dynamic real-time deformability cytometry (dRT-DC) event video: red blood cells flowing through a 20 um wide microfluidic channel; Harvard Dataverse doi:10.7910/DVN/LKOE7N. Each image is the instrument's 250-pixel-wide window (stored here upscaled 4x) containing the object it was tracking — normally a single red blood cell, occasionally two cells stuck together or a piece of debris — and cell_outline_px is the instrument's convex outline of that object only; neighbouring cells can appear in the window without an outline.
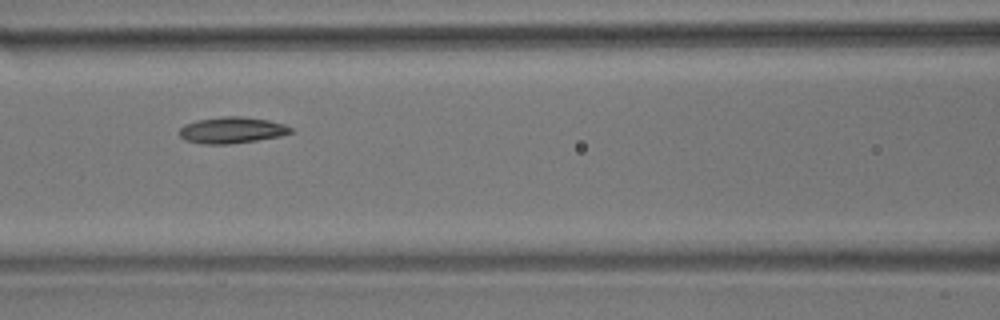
{"species": "common noctule bat (a hibernating species)", "species_latin": "Nyctalus noctula", "temperature_condition": "room temperature", "stored_images_in_passage": 15, "camera_frame_rate_fps": 3000, "um_per_image_px": 0.085, "animal": {"sex": "male", "body_mass_g": 17.9}, "frame": {"image": 1, "passage_image": 7, "time_ms": 8.333, "image_size_px": [1000, 320], "cell_outline_px": [[296, 132], [280, 136], [256, 140], [228, 144], [200, 144], [184, 140], [180, 136], [180, 128], [184, 124], [196, 120], [224, 116], [240, 116], [268, 120], [284, 124], [292, 128]], "centroid_in_image_um": [19.71, 11.06], "position_along_channel_um": 146.9, "area_um2": 17.17}}
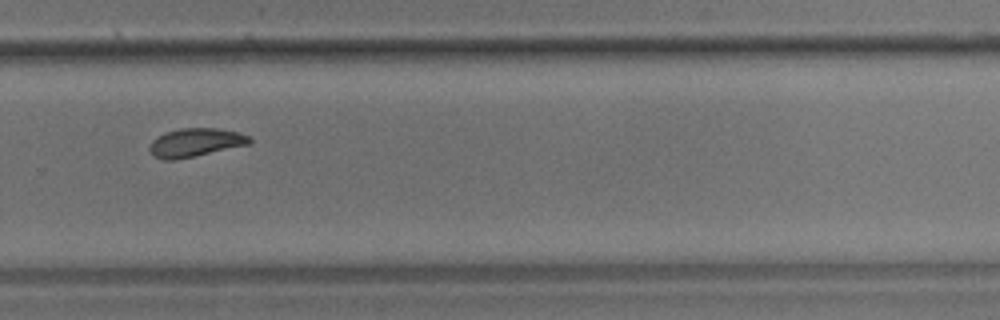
{"frame": {"image": 2, "passage_image": 11, "time_ms": 13.0, "image_size_px": [1000, 320], "cell_outline_px": [[252, 144], [172, 160], [164, 160], [152, 156], [148, 148], [152, 140], [156, 136], [164, 132], [180, 128], [216, 128], [240, 132], [248, 136], [252, 140]], "centroid_in_image_um": [16.59, 12.1], "position_along_channel_um": 313.2, "area_um2": 16.7}, "authors_computed_cell_mechanics": {"area_um2": 17.1666, "velocity_mm_per_s": 3.578, "shape_relaxation_time_tau1_ms": 3.867, "shape_relaxation_time_tau2_ms": 1.8737, "deformation_change_tau1": 0.0953, "deformation_change_tau2": 0.0667}}